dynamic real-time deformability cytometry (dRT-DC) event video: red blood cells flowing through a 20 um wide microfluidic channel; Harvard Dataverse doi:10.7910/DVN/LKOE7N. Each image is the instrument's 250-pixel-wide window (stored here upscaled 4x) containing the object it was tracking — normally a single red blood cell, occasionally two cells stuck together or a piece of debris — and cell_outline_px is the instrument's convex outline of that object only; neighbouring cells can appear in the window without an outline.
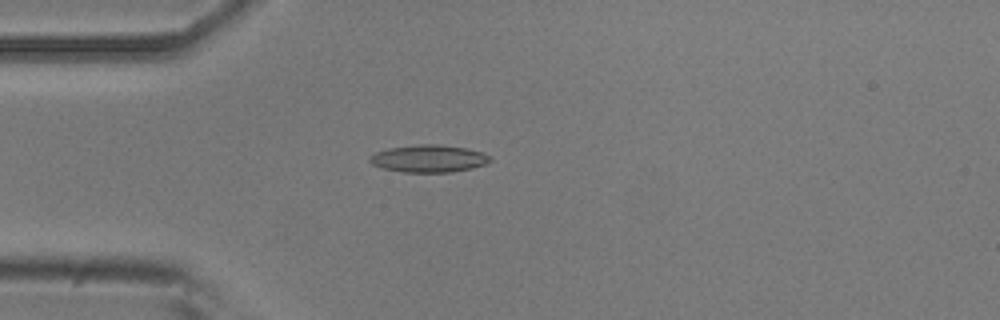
{"species": "common noctule bat (a hibernating species)", "species_latin": "Nyctalus noctula", "temperature_condition": "room temperature", "stored_images_in_passage": 39, "camera_frame_rate_fps": 3000, "um_per_image_px": 0.085, "animal": {"sex": "male", "body_mass_g": 20.5, "forearm_length_mm": 52.5}, "frame": {"image": 1, "passage_image": 1, "time_ms": 0.0, "image_size_px": [1000, 320], "cell_outline_px": [[492, 160], [484, 164], [472, 168], [452, 172], [404, 172], [384, 168], [372, 164], [368, 160], [368, 156], [376, 152], [388, 148], [420, 144], [436, 144], [464, 148], [480, 152], [492, 156]], "centroid_in_image_um": [36.42, 13.48], "position_along_channel_um": 48.6, "area_um2": 19.07}}
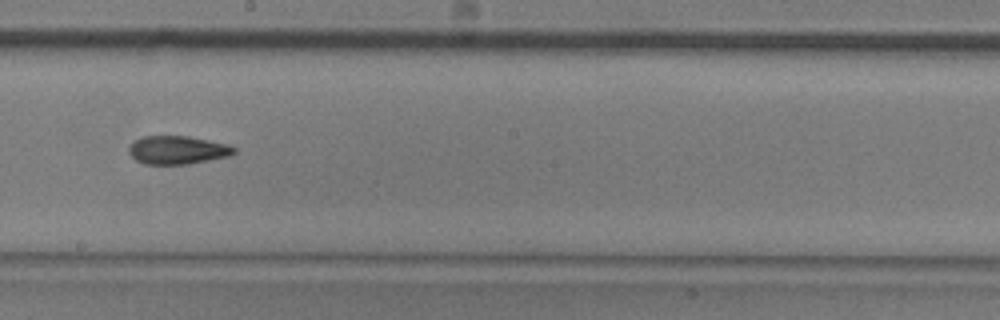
{"frame": {"image": 2, "passage_image": 16, "time_ms": 5.0, "image_size_px": [1000, 320], "cell_outline_px": [[236, 152], [232, 156], [188, 164], [144, 164], [136, 160], [128, 152], [128, 148], [140, 136], [188, 136], [228, 144], [236, 148]], "centroid_in_image_um": [15.12, 12.75], "position_along_channel_um": 233.1, "area_um2": 17.46}}
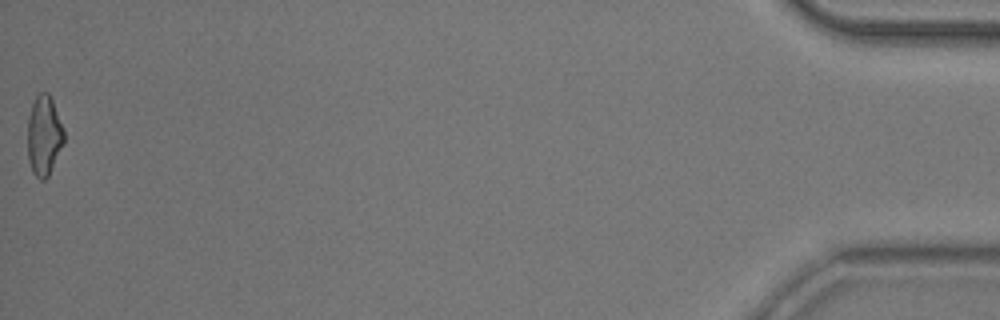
{"frame": {"image": 3, "passage_image": 39, "time_ms": 12.667, "image_size_px": [1000, 320], "cell_outline_px": [[64, 144], [48, 176], [44, 180], [40, 180], [32, 172], [28, 160], [28, 116], [32, 104], [36, 96], [40, 92], [48, 92], [52, 100], [64, 128]], "centroid_in_image_um": [3.75, 11.53], "position_along_channel_um": 431.5, "area_um2": 17.05}, "authors_computed_cell_mechanics": {"area_um2": 17.3978, "velocity_mm_per_s": 3.8988, "shape_relaxation_time_tau1_ms": null, "shape_relaxation_time_tau2_ms": 3.7626, "deformation_change_tau1": null, "deformation_change_tau2": 0.1254}}